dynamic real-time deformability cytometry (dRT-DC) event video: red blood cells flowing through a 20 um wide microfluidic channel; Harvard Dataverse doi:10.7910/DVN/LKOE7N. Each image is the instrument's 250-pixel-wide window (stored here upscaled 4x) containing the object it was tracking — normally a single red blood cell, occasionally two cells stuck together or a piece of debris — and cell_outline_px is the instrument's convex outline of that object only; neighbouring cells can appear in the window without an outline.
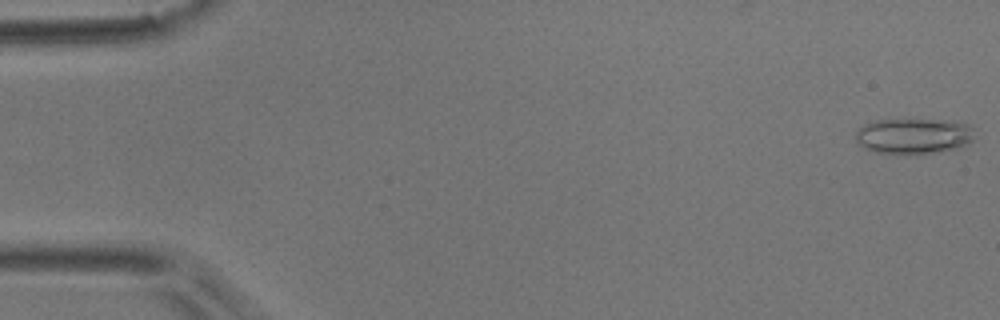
{"species": "common noctule bat (a hibernating species)", "species_latin": "Nyctalus noctula", "temperature_condition": "room temperature", "stored_images_in_passage": 5, "camera_frame_rate_fps": 3000, "um_per_image_px": 0.085, "animal": {"sex": "male", "body_mass_g": 17.9}, "frame": {"image": 1, "passage_image": 1, "time_ms": 0.0, "image_size_px": [1000, 320], "cell_outline_px": [[972, 140], [968, 144], [960, 148], [936, 152], [876, 152], [860, 144], [856, 140], [856, 132], [864, 124], [876, 120], [940, 120], [968, 124], [972, 128]], "centroid_in_image_um": [77.68, 11.54], "position_along_channel_um": 7.3, "area_um2": 23.87}}